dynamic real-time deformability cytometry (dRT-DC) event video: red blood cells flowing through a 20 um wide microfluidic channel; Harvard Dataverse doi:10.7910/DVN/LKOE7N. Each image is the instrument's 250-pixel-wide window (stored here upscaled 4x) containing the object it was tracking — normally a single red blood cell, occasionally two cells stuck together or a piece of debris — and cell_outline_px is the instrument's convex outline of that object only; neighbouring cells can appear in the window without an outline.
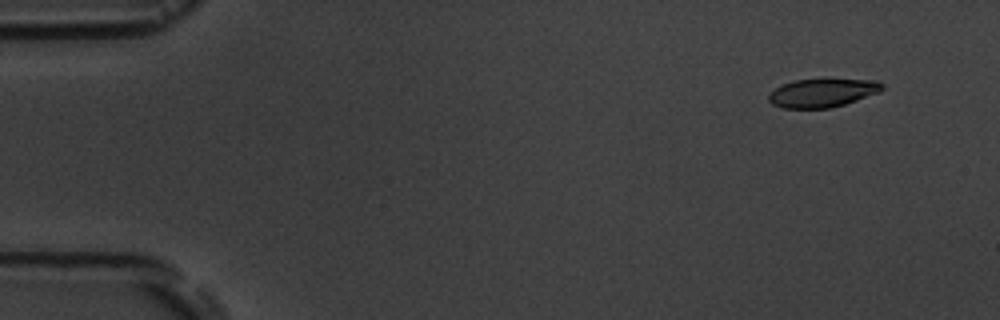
{"species": "common noctule bat (a hibernating species)", "species_latin": "Nyctalus noctula", "temperature_condition": "room temperature", "stored_images_in_passage": 5, "camera_frame_rate_fps": 3000, "um_per_image_px": 0.085, "animal": {"sex": "male", "body_mass_g": 19.5, "forearm_length_mm": 54.6}, "frame": {"image": 1, "passage_image": 2, "time_ms": 1.333, "image_size_px": [1000, 320], "cell_outline_px": [[884, 88], [880, 92], [844, 104], [828, 108], [784, 108], [772, 104], [768, 100], [768, 96], [776, 88], [792, 80], [824, 76], [880, 80], [884, 84]], "centroid_in_image_um": [69.98, 7.82], "position_along_channel_um": 15.0, "area_um2": 19.83}}
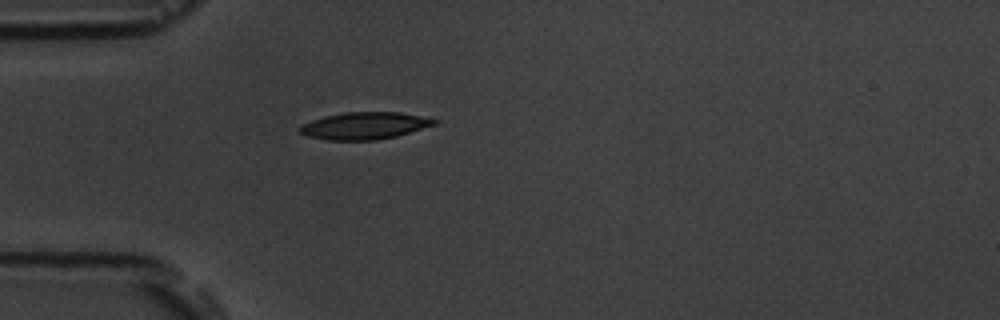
{"frame": {"image": 2, "passage_image": 5, "time_ms": 5.333, "image_size_px": [1000, 320], "cell_outline_px": [[436, 124], [396, 136], [376, 140], [328, 140], [308, 136], [300, 132], [296, 128], [300, 124], [312, 120], [344, 112], [400, 112], [420, 116], [436, 120]], "centroid_in_image_um": [30.93, 10.69], "position_along_channel_um": 54.1, "area_um2": 21.04}}